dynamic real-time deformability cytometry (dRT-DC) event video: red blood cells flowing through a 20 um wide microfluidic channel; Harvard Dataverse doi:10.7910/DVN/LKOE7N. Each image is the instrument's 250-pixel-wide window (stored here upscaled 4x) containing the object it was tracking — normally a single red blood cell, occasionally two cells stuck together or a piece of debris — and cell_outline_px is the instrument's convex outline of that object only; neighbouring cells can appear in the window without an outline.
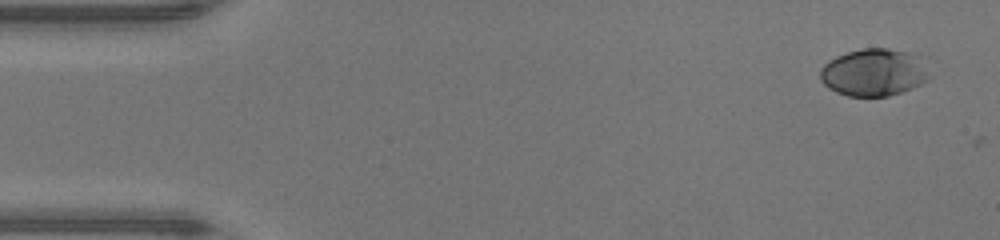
{"species": "human", "species_latin": "Homo sapiens", "temperature_condition": "warm", "stored_images_in_passage": 47, "camera_frame_rate_fps": 3000, "um_per_image_px": 0.085, "donor": {"sex": "male"}, "frame": {"image": 1, "passage_image": 1, "time_ms": 0.0, "image_size_px": [1000, 240], "cell_outline_px": [[932, 76], [928, 80], [912, 88], [888, 96], [848, 96], [836, 92], [828, 88], [820, 80], [820, 68], [828, 60], [836, 56], [848, 52], [864, 48], [888, 48], [908, 52], [916, 56], [920, 60]], "centroid_in_image_um": [74.25, 6.16], "position_along_channel_um": 10.8, "area_um2": 30.11}}
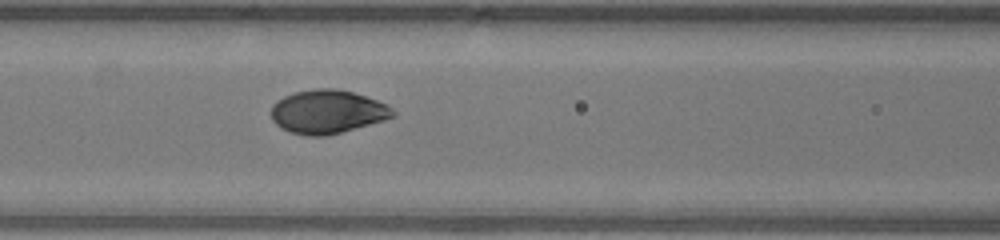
{"frame": {"image": 2, "passage_image": 19, "time_ms": 6.0, "image_size_px": [1000, 240], "cell_outline_px": [[396, 116], [384, 120], [328, 136], [308, 136], [292, 132], [280, 128], [272, 120], [272, 104], [276, 100], [284, 96], [296, 92], [316, 88], [336, 88], [352, 92], [388, 104], [396, 112]], "centroid_in_image_um": [27.84, 9.5], "position_along_channel_um": 138.8, "area_um2": 30.98}}
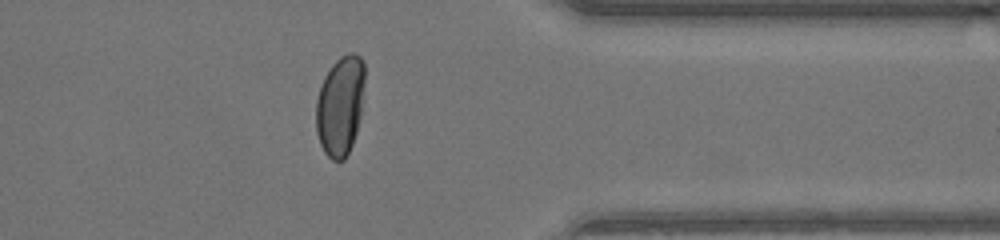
{"frame": {"image": 3, "passage_image": 37, "time_ms": 12.0, "image_size_px": [1000, 240], "cell_outline_px": [[364, 80], [360, 116], [356, 132], [352, 144], [344, 160], [332, 160], [324, 152], [320, 144], [316, 132], [316, 100], [324, 76], [332, 64], [340, 56], [348, 52], [356, 52], [360, 56], [364, 64]], "centroid_in_image_um": [28.91, 8.95], "position_along_channel_um": 382.5, "area_um2": 28.32}, "authors_computed_cell_mechanics": {"area_um2": 30.634, "velocity_mm_per_s": 4.2855, "shape_relaxation_time_tau1_ms": 3.5884, "shape_relaxation_time_tau2_ms": null, "deformation_change_tau1": 0.1938, "deformation_change_tau2": null}}